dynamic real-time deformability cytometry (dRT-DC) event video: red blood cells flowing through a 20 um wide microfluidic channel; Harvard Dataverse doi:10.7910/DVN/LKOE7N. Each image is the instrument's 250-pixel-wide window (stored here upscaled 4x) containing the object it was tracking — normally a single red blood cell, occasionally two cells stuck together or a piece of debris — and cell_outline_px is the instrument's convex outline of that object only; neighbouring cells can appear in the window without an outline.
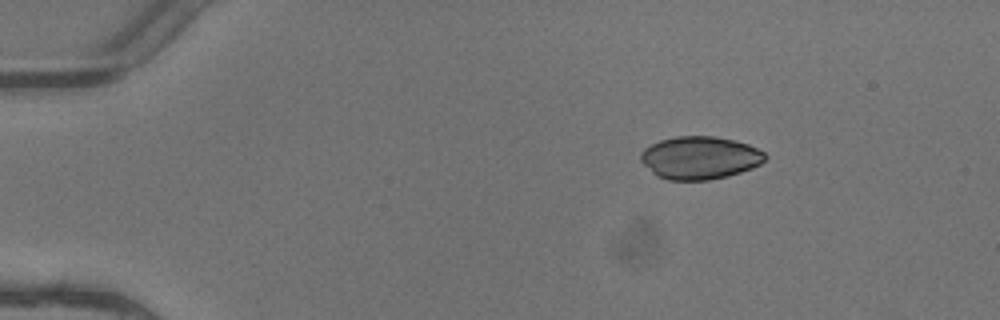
{"species": "common noctule bat (a hibernating species)", "species_latin": "Nyctalus noctula", "temperature_condition": "warm", "stored_images_in_passage": 3, "camera_frame_rate_fps": 3000, "um_per_image_px": 0.085, "animal": {"sex": "female"}, "frame": {"image": 1, "passage_image": 1, "time_ms": 0.0, "image_size_px": [1000, 320], "cell_outline_px": [[768, 156], [760, 164], [752, 168], [728, 176], [708, 180], [668, 180], [656, 176], [640, 160], [640, 152], [644, 148], [660, 140], [676, 136], [716, 136], [748, 144], [764, 152]], "centroid_in_image_um": [59.47, 13.41], "position_along_channel_um": 25.5, "area_um2": 31.1}}
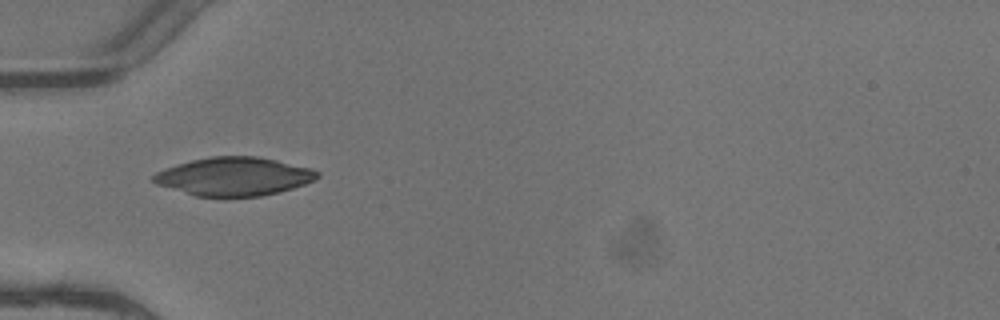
{"frame": {"image": 2, "passage_image": 3, "time_ms": 0.667, "image_size_px": [1000, 320], "cell_outline_px": [[320, 176], [304, 184], [280, 192], [260, 196], [196, 196], [156, 184], [152, 180], [152, 176], [156, 172], [164, 168], [176, 164], [192, 160], [212, 156], [256, 156], [276, 160], [312, 168], [320, 172]], "centroid_in_image_um": [19.88, 14.99], "position_along_channel_um": 65.1, "area_um2": 36.53}}